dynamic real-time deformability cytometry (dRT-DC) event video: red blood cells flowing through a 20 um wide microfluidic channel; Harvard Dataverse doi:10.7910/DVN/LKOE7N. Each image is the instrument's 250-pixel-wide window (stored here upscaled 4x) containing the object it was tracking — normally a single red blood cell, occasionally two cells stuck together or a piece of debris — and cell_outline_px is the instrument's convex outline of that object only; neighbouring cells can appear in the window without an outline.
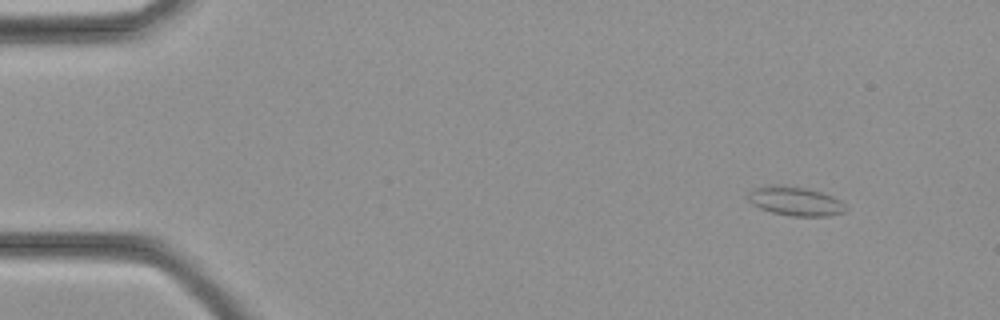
{"species": "common noctule bat (a hibernating species)", "species_latin": "Nyctalus noctula", "temperature_condition": "cold", "stored_images_in_passage": 37, "camera_frame_rate_fps": 3000, "um_per_image_px": 0.085, "animal": {"sex": "female", "body_mass_g": 21.9}, "frame": {"image": 1, "passage_image": 4, "time_ms": 1.0, "image_size_px": [1000, 320], "cell_outline_px": [[848, 208], [844, 212], [828, 216], [792, 216], [772, 212], [760, 208], [752, 204], [748, 200], [748, 192], [752, 188], [768, 184], [780, 184], [804, 188], [820, 192], [832, 196], [840, 200]], "centroid_in_image_um": [67.56, 17.09], "position_along_channel_um": 17.4, "area_um2": 16.65}}
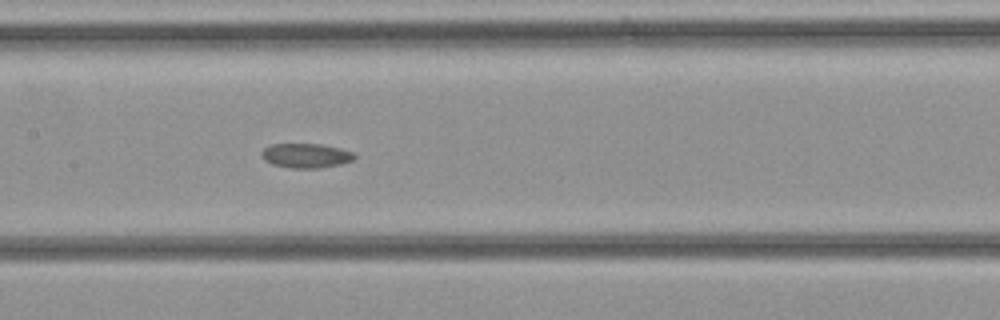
{"frame": {"image": 2, "passage_image": 18, "time_ms": 5.667, "image_size_px": [1000, 320], "cell_outline_px": [[356, 156], [352, 160], [340, 164], [316, 168], [292, 168], [272, 164], [264, 160], [260, 156], [260, 152], [264, 148], [272, 144], [324, 144], [340, 148], [352, 152]], "centroid_in_image_um": [25.97, 13.22], "position_along_channel_um": 181.4, "area_um2": 13.24}}
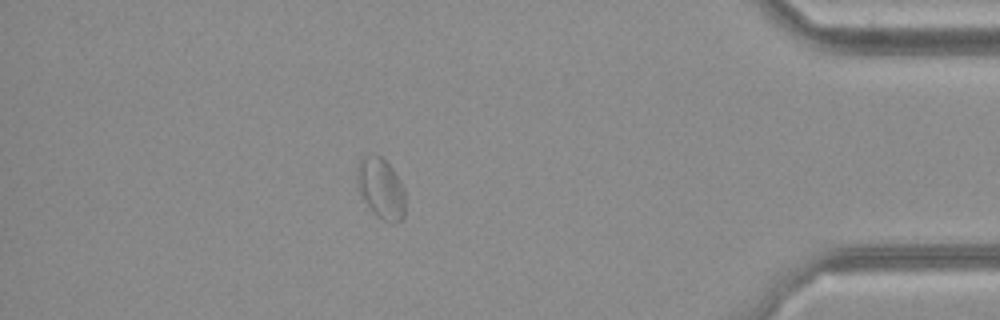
{"frame": {"image": 3, "passage_image": 32, "time_ms": 10.333, "image_size_px": [1000, 320], "cell_outline_px": [[404, 216], [396, 224], [392, 224], [376, 216], [364, 200], [356, 176], [356, 164], [360, 156], [380, 156], [392, 168], [400, 180], [404, 188]], "centroid_in_image_um": [32.38, 16.01], "position_along_channel_um": 402.8, "area_um2": 16.94}}